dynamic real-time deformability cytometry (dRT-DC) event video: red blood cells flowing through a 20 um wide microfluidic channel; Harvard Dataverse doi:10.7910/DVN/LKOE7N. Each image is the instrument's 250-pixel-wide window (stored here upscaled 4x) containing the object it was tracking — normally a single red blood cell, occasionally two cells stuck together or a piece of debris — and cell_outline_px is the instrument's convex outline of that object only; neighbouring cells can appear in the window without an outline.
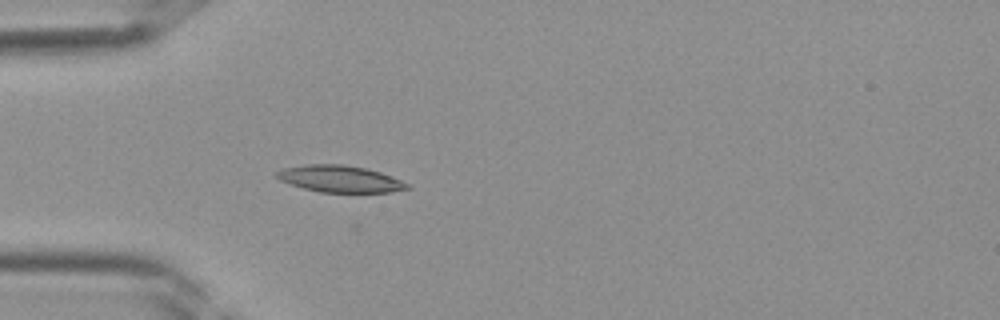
{"species": "Egyptian fruit bat (a non-hibernating species)", "species_latin": "Rousettus aegyptiacus", "temperature_condition": "room temperature", "stored_images_in_passage": 39, "camera_frame_rate_fps": 3000, "um_per_image_px": 0.085, "frame": {"image": 1, "passage_image": 11, "time_ms": 3.333, "image_size_px": [1000, 320], "cell_outline_px": [[412, 188], [392, 192], [320, 192], [304, 188], [280, 180], [276, 176], [276, 172], [284, 168], [304, 164], [344, 164], [364, 168], [380, 172], [392, 176], [408, 184]], "centroid_in_image_um": [28.91, 15.2], "position_along_channel_um": 56.1, "area_um2": 20.23}}
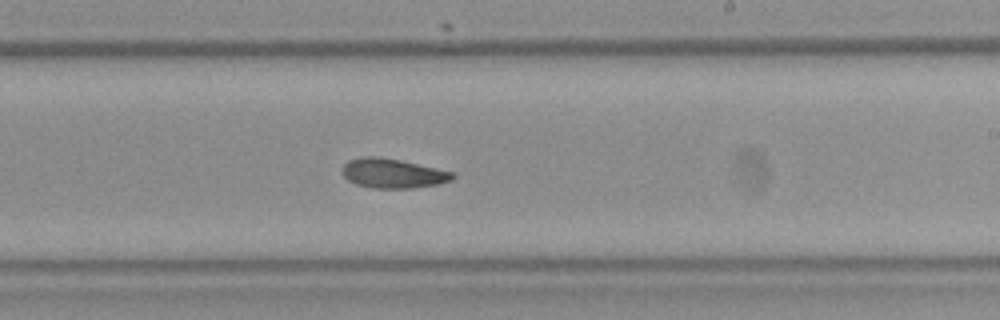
{"frame": {"image": 2, "passage_image": 23, "time_ms": 7.333, "image_size_px": [1000, 320], "cell_outline_px": [[456, 176], [452, 180], [440, 184], [412, 188], [372, 188], [356, 184], [348, 180], [344, 176], [340, 168], [348, 160], [360, 156], [380, 156], [400, 160], [456, 172]], "centroid_in_image_um": [33.4, 14.72], "position_along_channel_um": 255.6, "area_um2": 19.31}}
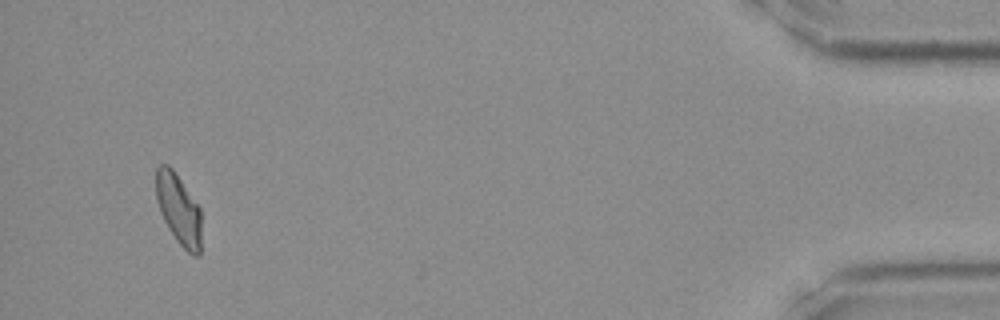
{"frame": {"image": 3, "passage_image": 37, "time_ms": 12.0, "image_size_px": [1000, 320], "cell_outline_px": [[200, 256], [192, 256], [176, 240], [168, 228], [160, 212], [156, 200], [156, 168], [160, 164], [168, 164], [172, 168], [200, 208]], "centroid_in_image_um": [15.17, 17.79], "position_along_channel_um": 420.0, "area_um2": 18.55}}